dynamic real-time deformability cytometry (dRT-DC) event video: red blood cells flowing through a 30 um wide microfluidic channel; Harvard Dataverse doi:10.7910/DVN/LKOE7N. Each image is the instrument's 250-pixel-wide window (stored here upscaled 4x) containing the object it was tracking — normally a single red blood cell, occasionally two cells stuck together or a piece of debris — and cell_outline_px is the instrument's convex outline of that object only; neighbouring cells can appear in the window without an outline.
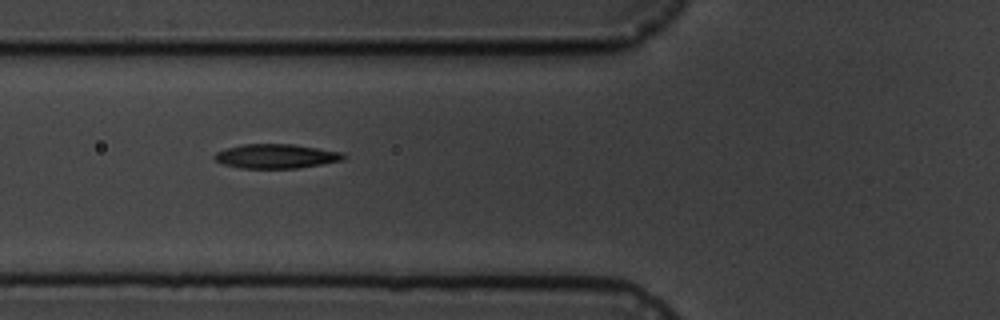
{"species": "common noctule bat (a hibernating species)", "species_latin": "Nyctalus noctula", "temperature_condition": "cold", "stored_images_in_passage": 6, "camera_frame_rate_fps": 3000, "um_per_image_px": 0.085, "animal": {"sex": "male", "body_mass_g": 19.5, "forearm_length_mm": 54.6}, "frame": {"image": 1, "passage_image": 2, "time_ms": 1.0, "image_size_px": [1000, 320], "cell_outline_px": [[344, 160], [296, 168], [240, 168], [224, 164], [216, 160], [212, 156], [216, 152], [228, 148], [244, 144], [292, 144], [344, 152]], "centroid_in_image_um": [23.47, 13.27], "position_along_channel_um": 102.3, "area_um2": 18.09}}
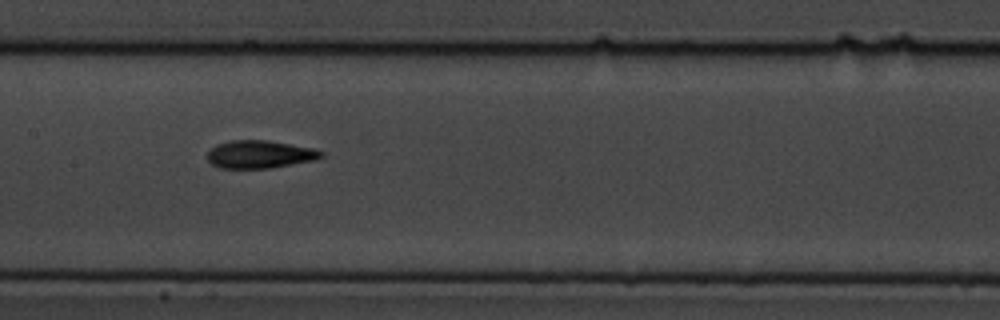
{"frame": {"image": 2, "passage_image": 4, "time_ms": 3.333, "image_size_px": [1000, 320], "cell_outline_px": [[324, 156], [316, 160], [272, 168], [220, 168], [212, 164], [208, 160], [208, 152], [216, 144], [232, 140], [264, 140], [312, 148], [324, 152]], "centroid_in_image_um": [22.09, 13.13], "position_along_channel_um": 185.3, "area_um2": 18.38}}
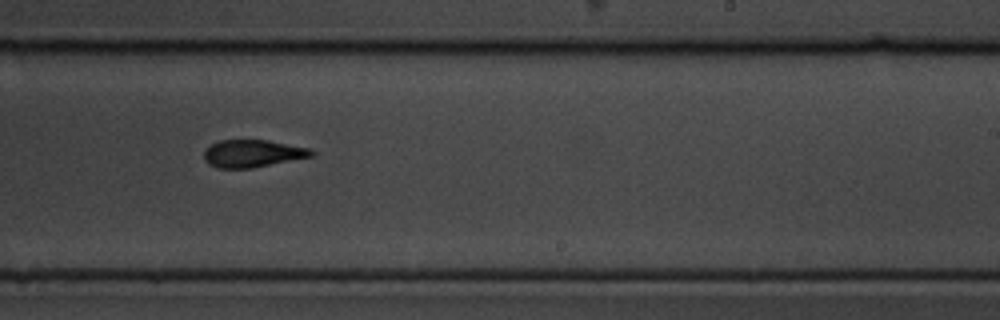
{"frame": {"image": 3, "passage_image": 6, "time_ms": 5.667, "image_size_px": [1000, 320], "cell_outline_px": [[316, 152], [312, 156], [252, 168], [216, 168], [208, 164], [204, 160], [204, 152], [212, 144], [220, 140], [268, 140], [312, 148]], "centroid_in_image_um": [21.49, 13.04], "position_along_channel_um": 267.5, "area_um2": 17.22}}